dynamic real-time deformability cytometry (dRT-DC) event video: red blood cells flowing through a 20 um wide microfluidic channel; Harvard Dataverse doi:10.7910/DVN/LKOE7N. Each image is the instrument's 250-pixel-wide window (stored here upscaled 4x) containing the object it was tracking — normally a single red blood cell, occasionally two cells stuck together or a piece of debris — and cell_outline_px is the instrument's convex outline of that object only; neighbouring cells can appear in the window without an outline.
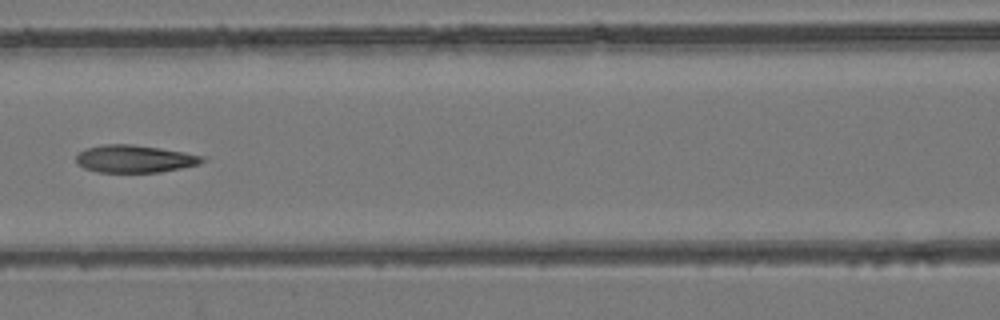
{"species": "common noctule bat (a hibernating species)", "species_latin": "Nyctalus noctula", "temperature_condition": "room temperature", "stored_images_in_passage": 7, "camera_frame_rate_fps": 3000, "um_per_image_px": 0.085, "animal": {"sex": "female", "body_mass_g": 24.6, "forearm_length_mm": 56.2}, "frame": {"image": 1, "passage_image": 6, "time_ms": 1.667, "image_size_px": [1000, 320], "cell_outline_px": [[208, 156], [200, 164], [160, 172], [96, 172], [84, 168], [76, 164], [76, 156], [80, 152], [88, 148], [104, 144], [132, 144], [160, 148]], "centroid_in_image_um": [11.46, 13.5], "position_along_channel_um": 155.1, "area_um2": 20.29}}
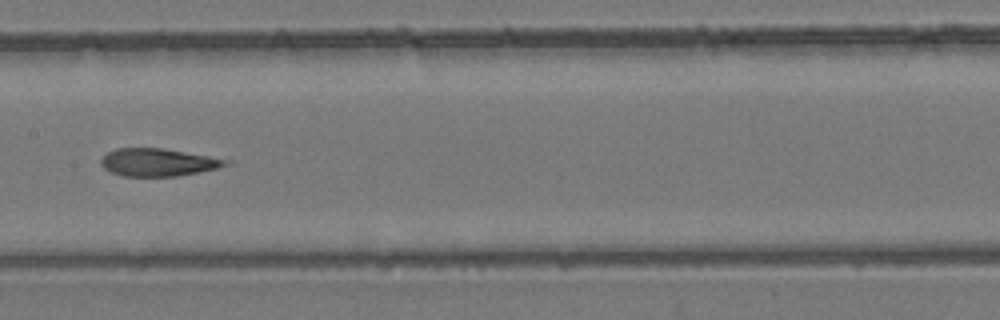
{"frame": {"image": 2, "passage_image": 7, "time_ms": 2.0, "image_size_px": [1000, 320], "cell_outline_px": [[232, 164], [220, 168], [200, 172], [176, 176], [124, 176], [112, 172], [104, 168], [100, 164], [100, 160], [108, 152], [116, 148], [164, 148], [232, 160]], "centroid_in_image_um": [13.5, 13.79], "position_along_channel_um": 193.9, "area_um2": 20.29}}